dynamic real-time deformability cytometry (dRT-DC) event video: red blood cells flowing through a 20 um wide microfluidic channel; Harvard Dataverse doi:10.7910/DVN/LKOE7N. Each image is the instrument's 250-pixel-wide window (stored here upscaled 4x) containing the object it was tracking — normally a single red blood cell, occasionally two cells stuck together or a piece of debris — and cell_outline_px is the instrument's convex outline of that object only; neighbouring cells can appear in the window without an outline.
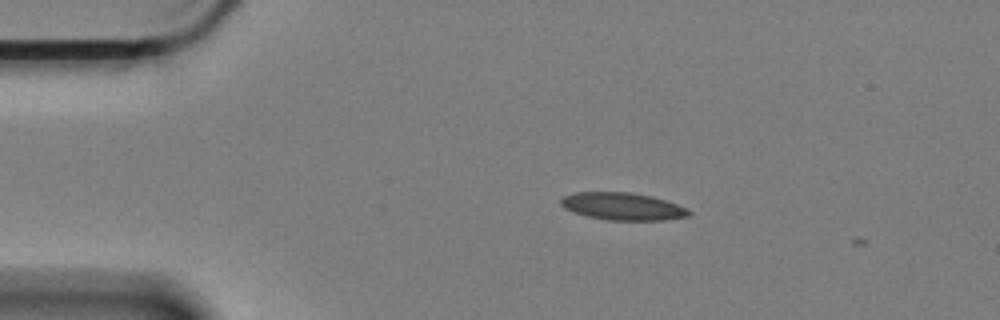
{"species": "Egyptian fruit bat (a non-hibernating species)", "species_latin": "Rousettus aegyptiacus", "temperature_condition": "cold", "stored_images_in_passage": 3, "camera_frame_rate_fps": 3000, "um_per_image_px": 0.085, "animal": {"sex": "female"}, "frame": {"image": 1, "passage_image": 1, "time_ms": 0.0, "image_size_px": [1000, 320], "cell_outline_px": [[692, 212], [688, 216], [664, 220], [608, 220], [588, 216], [564, 208], [560, 204], [560, 200], [564, 196], [576, 192], [628, 192], [652, 196], [676, 204]], "centroid_in_image_um": [52.91, 17.54], "position_along_channel_um": 32.1, "area_um2": 20.17}}